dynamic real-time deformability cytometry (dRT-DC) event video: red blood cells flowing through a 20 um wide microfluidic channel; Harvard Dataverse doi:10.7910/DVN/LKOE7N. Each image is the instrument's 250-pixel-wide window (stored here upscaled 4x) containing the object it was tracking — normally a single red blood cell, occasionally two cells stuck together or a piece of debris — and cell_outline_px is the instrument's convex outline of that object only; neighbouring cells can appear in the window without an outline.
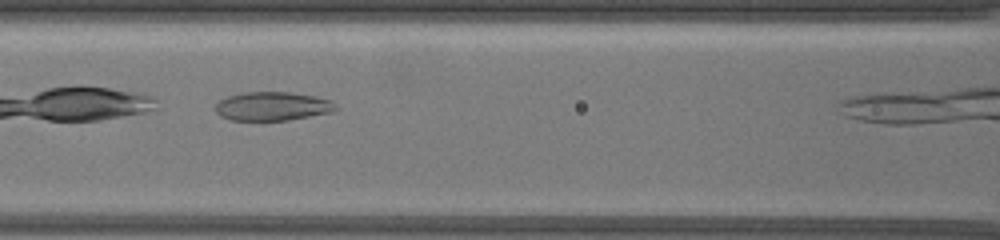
{"species": "common noctule bat (a hibernating species)", "species_latin": "Nyctalus noctula", "temperature_condition": "warm", "stored_images_in_passage": 21, "camera_frame_rate_fps": 3000, "um_per_image_px": 0.085, "animal": {"sex": "female", "body_mass_g": 19.5, "forearm_length_mm": 54.1}, "frame": {"image": 1, "passage_image": 7, "time_ms": 2.0, "image_size_px": [1000, 240], "cell_outline_px": [[340, 108], [332, 112], [288, 120], [228, 120], [220, 116], [216, 112], [216, 104], [220, 100], [228, 96], [244, 92], [288, 92], [316, 96], [328, 100]], "centroid_in_image_um": [23.15, 9.03], "position_along_channel_um": 143.5, "area_um2": 20.11}}
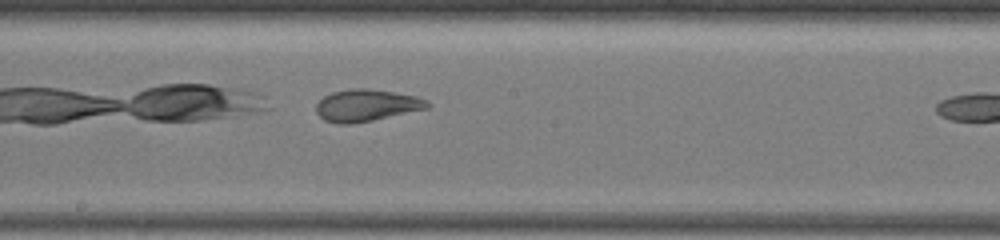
{"frame": {"image": 2, "passage_image": 15, "time_ms": 4.667, "image_size_px": [1000, 240], "cell_outline_px": [[432, 104], [428, 108], [372, 120], [352, 124], [336, 124], [324, 120], [316, 112], [316, 104], [324, 96], [332, 92], [352, 88], [368, 88], [416, 96], [428, 100]], "centroid_in_image_um": [31.14, 8.95], "position_along_channel_um": 217.1, "area_um2": 20.69}}